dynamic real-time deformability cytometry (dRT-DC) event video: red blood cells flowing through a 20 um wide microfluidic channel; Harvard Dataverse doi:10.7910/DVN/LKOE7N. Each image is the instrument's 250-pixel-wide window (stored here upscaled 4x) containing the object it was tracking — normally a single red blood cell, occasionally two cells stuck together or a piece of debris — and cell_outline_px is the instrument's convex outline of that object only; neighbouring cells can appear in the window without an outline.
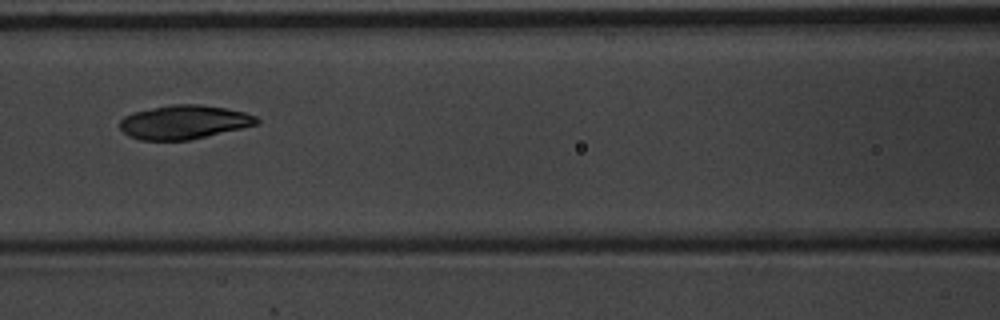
{"species": "common noctule bat (a hibernating species)", "species_latin": "Nyctalus noctula", "temperature_condition": "warm", "stored_images_in_passage": 9, "camera_frame_rate_fps": 3000, "um_per_image_px": 0.085, "animal": {"sex": "male", "body_mass_g": 20.1, "forearm_length_mm": 53.5}, "frame": {"image": 1, "passage_image": 7, "time_ms": 2.0, "image_size_px": [1000, 320], "cell_outline_px": [[260, 124], [188, 140], [140, 140], [128, 136], [120, 128], [120, 120], [124, 116], [132, 112], [172, 104], [200, 104], [228, 108], [244, 112], [256, 116], [260, 120]], "centroid_in_image_um": [15.65, 10.37], "position_along_channel_um": 150.9, "area_um2": 27.11}}
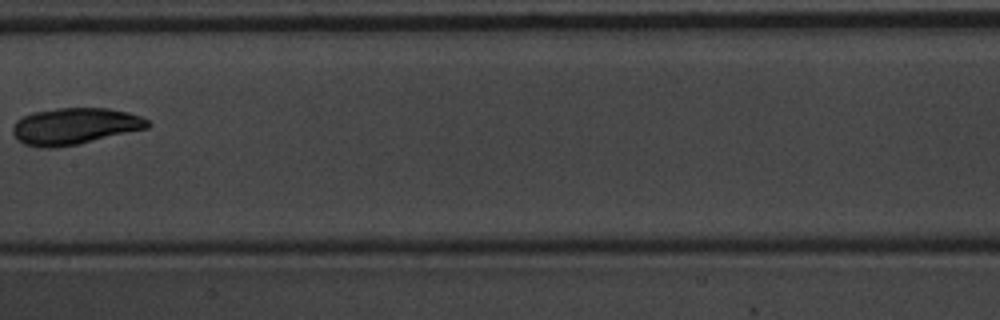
{"frame": {"image": 2, "passage_image": 8, "time_ms": 2.333, "image_size_px": [1000, 320], "cell_outline_px": [[152, 124], [148, 128], [80, 144], [56, 148], [40, 148], [24, 144], [16, 140], [12, 132], [12, 128], [16, 120], [32, 112], [56, 108], [108, 108], [128, 112], [140, 116], [148, 120]], "centroid_in_image_um": [6.34, 10.73], "position_along_channel_um": 201.1, "area_um2": 29.13}}
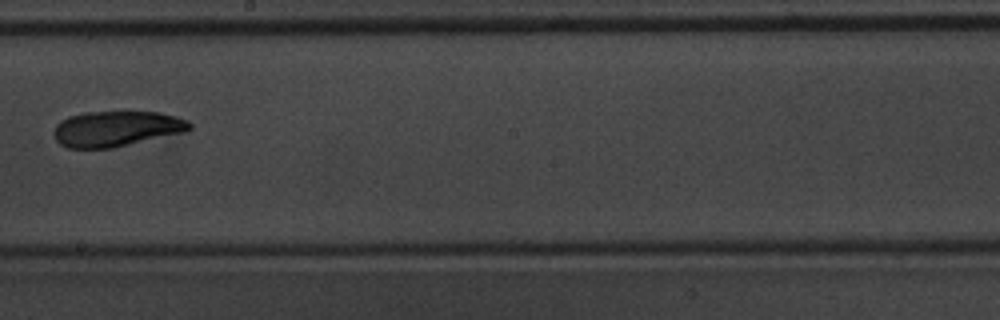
{"frame": {"image": 3, "passage_image": 9, "time_ms": 2.667, "image_size_px": [1000, 320], "cell_outline_px": [[192, 128], [184, 132], [112, 148], [68, 148], [60, 144], [56, 140], [52, 132], [56, 124], [60, 120], [68, 116], [88, 112], [160, 112], [176, 116], [188, 120], [192, 124]], "centroid_in_image_um": [9.88, 10.94], "position_along_channel_um": 238.3, "area_um2": 28.15}}